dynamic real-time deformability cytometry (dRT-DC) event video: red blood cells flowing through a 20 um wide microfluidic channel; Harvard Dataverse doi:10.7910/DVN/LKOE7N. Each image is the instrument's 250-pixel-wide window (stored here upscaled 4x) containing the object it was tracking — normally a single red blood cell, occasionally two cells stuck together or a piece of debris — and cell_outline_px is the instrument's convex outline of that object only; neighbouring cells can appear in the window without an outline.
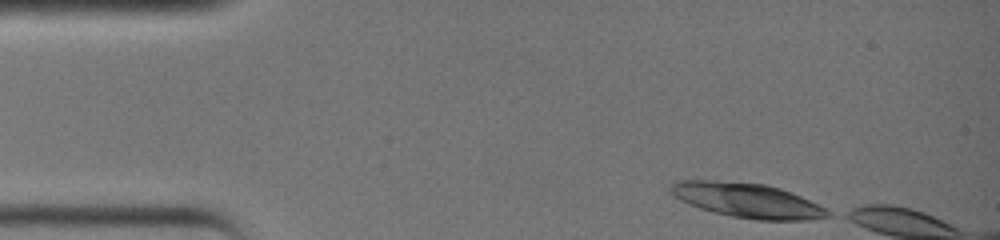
{"species": "common noctule bat (a hibernating species)", "species_latin": "Nyctalus noctula", "temperature_condition": "warm", "stored_images_in_passage": 4, "camera_frame_rate_fps": 3000, "um_per_image_px": 0.085, "animal": {"sex": "female", "body_mass_g": 19.0, "forearm_length_mm": 51.5}, "frame": {"image": 1, "passage_image": 1, "time_ms": 0.0, "image_size_px": [1000, 240], "cell_outline_px": [[832, 216], [808, 220], [756, 220], [732, 216], [700, 208], [688, 204], [672, 196], [668, 188], [676, 180], [712, 180], [764, 184], [780, 188], [800, 196], [832, 212]], "centroid_in_image_um": [63.48, 17.03], "position_along_channel_um": 21.5, "area_um2": 31.56}}